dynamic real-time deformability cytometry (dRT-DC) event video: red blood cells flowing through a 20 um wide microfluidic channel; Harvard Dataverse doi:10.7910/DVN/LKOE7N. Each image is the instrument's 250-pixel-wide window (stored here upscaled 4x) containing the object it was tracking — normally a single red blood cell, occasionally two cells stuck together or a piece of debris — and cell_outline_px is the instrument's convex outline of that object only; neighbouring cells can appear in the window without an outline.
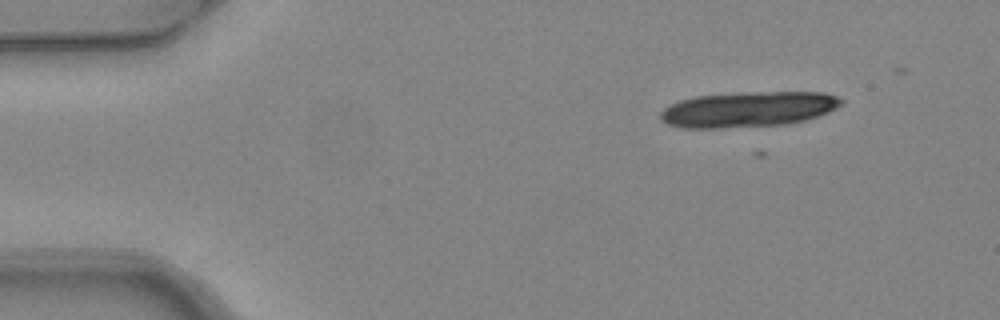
{"species": "common noctule bat (a hibernating species)", "species_latin": "Nyctalus noctula", "temperature_condition": "warm", "stored_images_in_passage": 7, "camera_frame_rate_fps": 3000, "um_per_image_px": 0.085, "animal": {"sex": "female", "body_mass_g": 24.6, "forearm_length_mm": 56.2}, "frame": {"image": 1, "passage_image": 2, "time_ms": 0.333, "image_size_px": [1000, 320], "cell_outline_px": [[844, 104], [828, 112], [804, 120], [788, 124], [724, 128], [680, 128], [668, 124], [660, 120], [660, 112], [664, 108], [680, 100], [696, 96], [740, 92], [824, 92], [836, 96], [844, 100]], "centroid_in_image_um": [63.59, 9.29], "position_along_channel_um": 21.4, "area_um2": 37.57}}
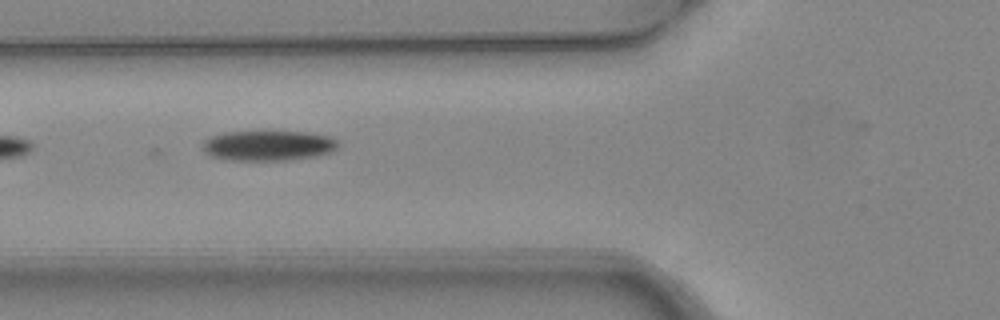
{"frame": {"image": 2, "passage_image": 6, "time_ms": 1.667, "image_size_px": [1000, 320], "cell_outline_px": [[340, 144], [332, 152], [316, 156], [284, 160], [232, 160], [212, 156], [204, 152], [204, 140], [208, 136], [224, 132], [308, 132], [328, 136], [336, 140]], "centroid_in_image_um": [22.8, 12.37], "position_along_channel_um": 103.0, "area_um2": 23.7}}
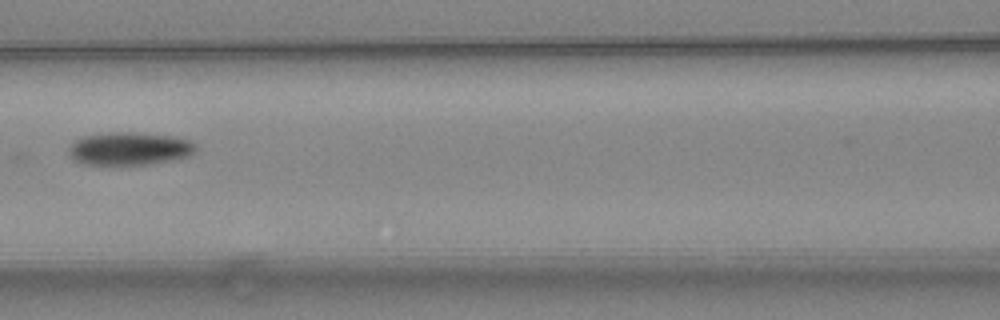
{"frame": {"image": 3, "passage_image": 7, "time_ms": 2.0, "image_size_px": [1000, 320], "cell_outline_px": [[196, 148], [188, 156], [172, 160], [148, 164], [84, 164], [72, 160], [68, 156], [68, 148], [76, 140], [84, 136], [108, 132], [136, 132], [172, 136], [192, 140], [196, 144]], "centroid_in_image_um": [10.98, 12.62], "position_along_channel_um": 155.6, "area_um2": 24.45}}